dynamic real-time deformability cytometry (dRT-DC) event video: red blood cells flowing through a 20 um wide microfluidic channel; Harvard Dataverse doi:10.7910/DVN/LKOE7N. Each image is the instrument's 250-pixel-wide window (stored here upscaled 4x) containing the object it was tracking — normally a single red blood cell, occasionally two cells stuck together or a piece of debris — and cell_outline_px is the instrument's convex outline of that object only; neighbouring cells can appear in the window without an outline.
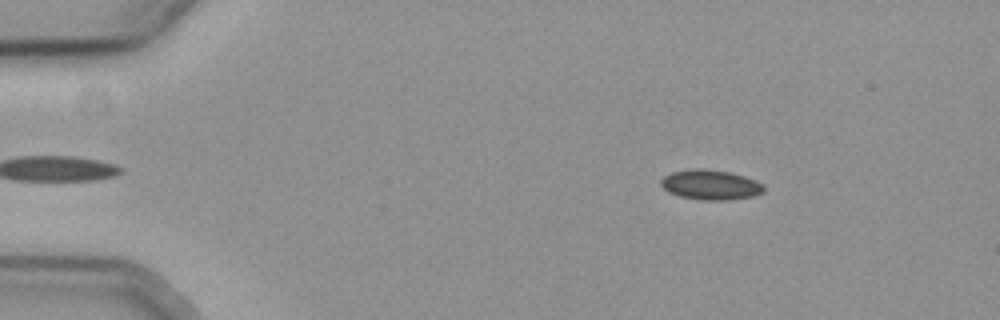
{"species": "common noctule bat (a hibernating species)", "species_latin": "Nyctalus noctula", "temperature_condition": "cold", "stored_images_in_passage": 28, "camera_frame_rate_fps": 3000, "um_per_image_px": 0.085, "animal": {"sex": "female", "body_mass_g": 19.3, "forearm_length_mm": 54.1}, "frame": {"image": 1, "passage_image": 4, "time_ms": 1.0, "image_size_px": [1000, 320], "cell_outline_px": [[764, 192], [752, 196], [728, 200], [704, 200], [680, 196], [668, 192], [660, 184], [660, 180], [664, 176], [672, 172], [688, 168], [704, 168], [728, 172], [744, 176], [756, 180], [764, 184]], "centroid_in_image_um": [60.39, 15.69], "position_along_channel_um": 24.6, "area_um2": 18.03}}
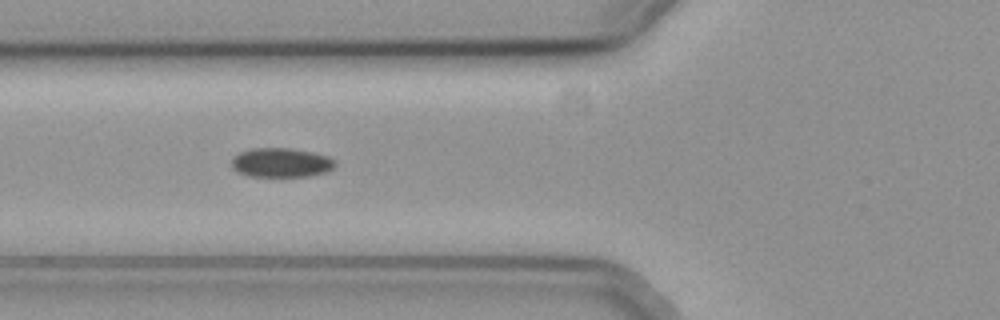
{"frame": {"image": 2, "passage_image": 17, "time_ms": 5.333, "image_size_px": [1000, 320], "cell_outline_px": [[336, 164], [328, 172], [308, 176], [248, 176], [236, 172], [232, 168], [232, 156], [240, 152], [252, 148], [288, 148], [312, 152], [328, 156], [336, 160]], "centroid_in_image_um": [23.88, 13.82], "position_along_channel_um": 101.9, "area_um2": 17.8}}
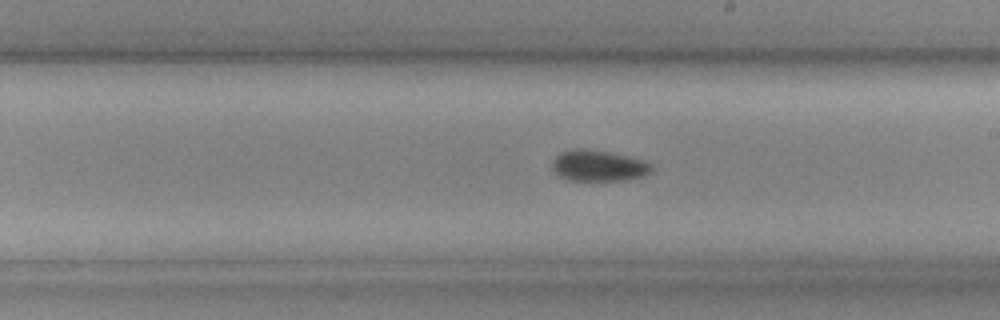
{"frame": {"image": 3, "passage_image": 28, "time_ms": 9.0, "image_size_px": [1000, 320], "cell_outline_px": [[652, 172], [644, 176], [624, 180], [568, 180], [560, 176], [552, 168], [552, 160], [560, 152], [576, 148], [580, 148], [608, 152], [644, 160], [652, 164]], "centroid_in_image_um": [50.87, 14.08], "position_along_channel_um": 238.1, "area_um2": 17.92}}